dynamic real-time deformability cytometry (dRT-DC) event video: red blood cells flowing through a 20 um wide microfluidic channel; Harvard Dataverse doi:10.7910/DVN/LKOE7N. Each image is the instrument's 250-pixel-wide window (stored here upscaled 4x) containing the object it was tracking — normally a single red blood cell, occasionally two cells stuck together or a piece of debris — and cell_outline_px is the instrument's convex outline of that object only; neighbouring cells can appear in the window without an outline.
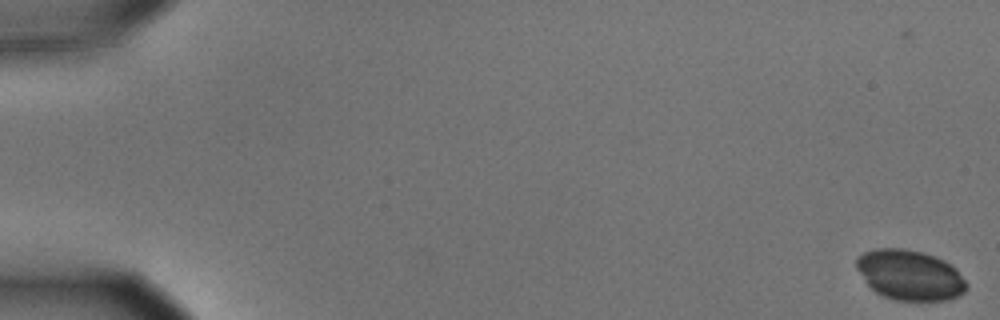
{"species": "common noctule bat (a hibernating species)", "species_latin": "Nyctalus noctula", "temperature_condition": "cold", "stored_images_in_passage": 60, "camera_frame_rate_fps": 3000, "um_per_image_px": 0.085, "animal": {"sex": "male", "body_mass_g": 15.6}, "frame": {"image": 1, "passage_image": 4, "time_ms": 1.0, "image_size_px": [1000, 320], "cell_outline_px": [[968, 288], [964, 292], [956, 296], [944, 300], [896, 300], [884, 296], [876, 292], [868, 284], [856, 268], [856, 256], [864, 252], [876, 248], [904, 248], [924, 252], [936, 256], [944, 260], [956, 268], [968, 284]], "centroid_in_image_um": [77.34, 23.35], "position_along_channel_um": 7.7, "area_um2": 32.25}}
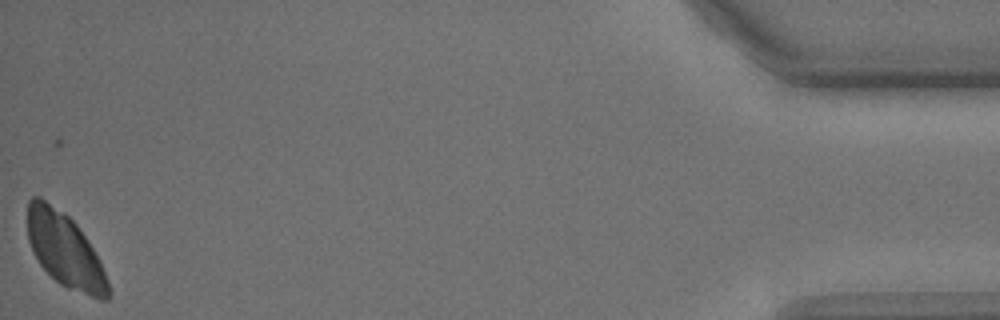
{"frame": {"image": 2, "passage_image": 60, "time_ms": 19.667, "image_size_px": [1000, 320], "cell_outline_px": [[108, 300], [100, 300], [68, 288], [60, 284], [40, 264], [28, 240], [28, 200], [32, 196], [40, 196], [68, 216], [76, 224], [100, 260], [108, 280]], "centroid_in_image_um": [5.51, 21.26], "position_along_channel_um": 429.7, "area_um2": 34.28}}